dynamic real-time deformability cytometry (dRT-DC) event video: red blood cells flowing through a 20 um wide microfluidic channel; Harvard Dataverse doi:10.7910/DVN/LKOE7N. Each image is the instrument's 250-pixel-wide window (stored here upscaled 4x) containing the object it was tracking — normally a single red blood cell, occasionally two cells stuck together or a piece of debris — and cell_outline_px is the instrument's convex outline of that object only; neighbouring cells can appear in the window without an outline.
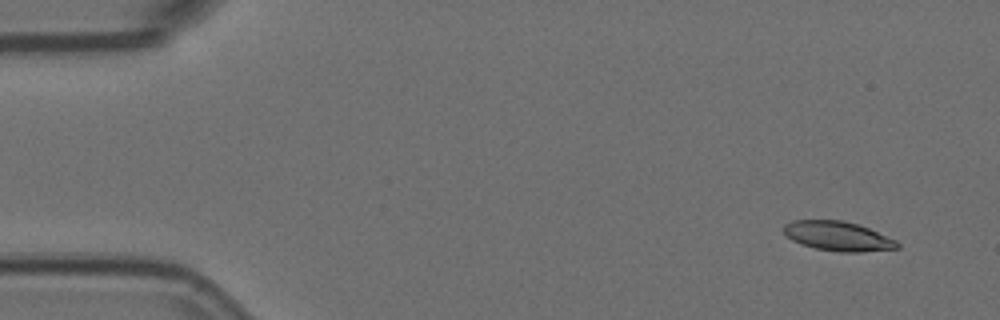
{"species": "Egyptian fruit bat (a non-hibernating species)", "species_latin": "Rousettus aegyptiacus", "temperature_condition": "room temperature", "stored_images_in_passage": 5, "camera_frame_rate_fps": 3000, "um_per_image_px": 0.085, "animal": {"sex": "female"}, "frame": {"image": 1, "passage_image": 2, "time_ms": 0.333, "image_size_px": [1000, 320], "cell_outline_px": [[900, 248], [860, 252], [840, 252], [816, 248], [800, 244], [792, 240], [784, 232], [784, 224], [792, 220], [840, 220], [856, 224], [868, 228], [896, 240], [900, 244]], "centroid_in_image_um": [71.22, 20.07], "position_along_channel_um": 13.8, "area_um2": 19.36}}
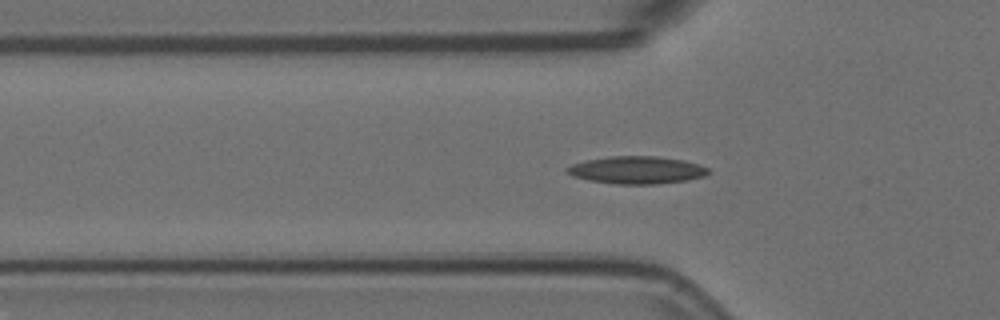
{"frame": {"image": 2, "passage_image": 5, "time_ms": 1.333, "image_size_px": [1000, 320], "cell_outline_px": [[712, 172], [704, 176], [684, 180], [656, 184], [616, 184], [588, 180], [572, 176], [564, 172], [564, 168], [572, 164], [584, 160], [612, 156], [656, 156], [684, 160], [700, 164], [708, 168]], "centroid_in_image_um": [54.09, 14.45], "position_along_channel_um": 71.7, "area_um2": 22.83}}